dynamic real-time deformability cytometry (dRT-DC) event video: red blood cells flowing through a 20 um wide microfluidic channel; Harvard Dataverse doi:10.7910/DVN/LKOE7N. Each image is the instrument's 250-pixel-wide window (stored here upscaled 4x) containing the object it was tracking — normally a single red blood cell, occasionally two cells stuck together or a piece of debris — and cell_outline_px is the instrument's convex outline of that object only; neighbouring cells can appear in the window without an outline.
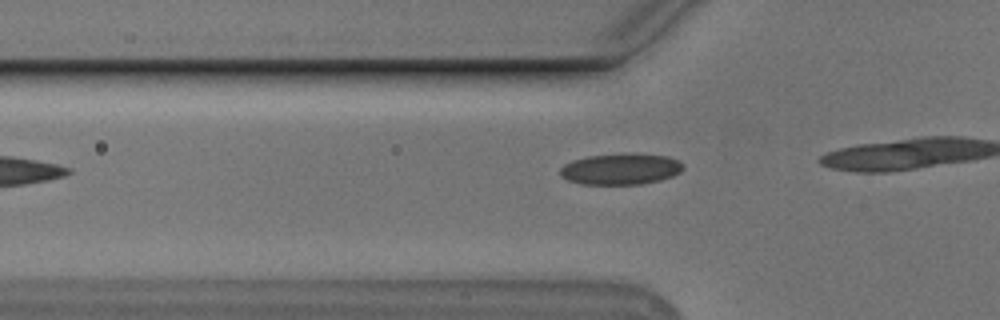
{"species": "Egyptian fruit bat (a non-hibernating species)", "species_latin": "Rousettus aegyptiacus", "temperature_condition": "cold", "stored_images_in_passage": 8, "camera_frame_rate_fps": 3000, "um_per_image_px": 0.085, "animal": {"sex": "male"}, "frame": {"image": 1, "passage_image": 4, "time_ms": 1.0, "image_size_px": [1000, 320], "cell_outline_px": [[684, 168], [680, 172], [672, 176], [660, 180], [640, 184], [580, 184], [568, 180], [560, 176], [560, 168], [564, 164], [572, 160], [588, 156], [624, 152], [668, 156], [680, 160], [684, 164]], "centroid_in_image_um": [52.77, 14.35], "position_along_channel_um": 73.0, "area_um2": 22.72}}